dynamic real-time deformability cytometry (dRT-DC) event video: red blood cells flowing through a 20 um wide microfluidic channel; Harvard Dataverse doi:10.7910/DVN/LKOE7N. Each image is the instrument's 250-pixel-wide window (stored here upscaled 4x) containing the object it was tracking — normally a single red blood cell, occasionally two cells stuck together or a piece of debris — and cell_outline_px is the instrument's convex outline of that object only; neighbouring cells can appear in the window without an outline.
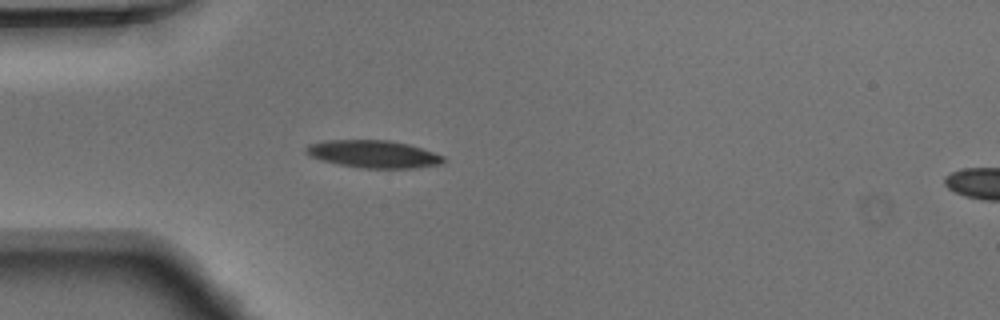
{"species": "Egyptian fruit bat (a non-hibernating species)", "species_latin": "Rousettus aegyptiacus", "temperature_condition": "warm", "stored_images_in_passage": 35, "camera_frame_rate_fps": 3000, "um_per_image_px": 0.085, "animal": {"sex": "male"}, "frame": {"image": 1, "passage_image": 1, "time_ms": 0.0, "image_size_px": [1000, 320], "cell_outline_px": [[444, 160], [440, 164], [416, 168], [364, 168], [340, 164], [324, 160], [312, 156], [304, 152], [304, 148], [308, 144], [324, 140], [388, 140], [408, 144], [444, 156]], "centroid_in_image_um": [31.72, 13.09], "position_along_channel_um": 53.3, "area_um2": 21.79}}
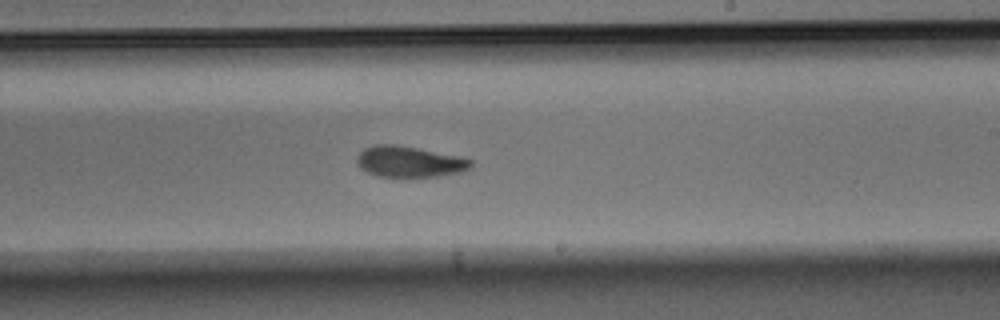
{"frame": {"image": 2, "passage_image": 16, "time_ms": 5.0, "image_size_px": [1000, 320], "cell_outline_px": [[472, 168], [464, 172], [408, 180], [376, 176], [360, 168], [356, 160], [360, 152], [364, 148], [372, 144], [396, 144], [460, 156], [472, 160]], "centroid_in_image_um": [34.8, 13.78], "position_along_channel_um": 254.2, "area_um2": 21.5}}
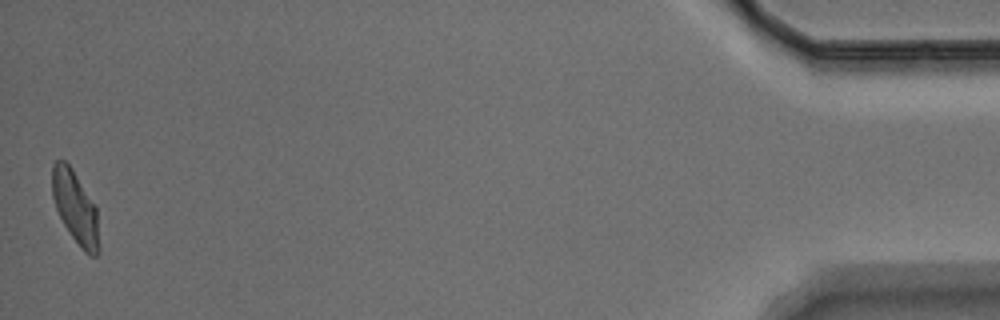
{"frame": {"image": 3, "passage_image": 35, "time_ms": 11.333, "image_size_px": [1000, 320], "cell_outline_px": [[100, 252], [96, 256], [92, 256], [84, 252], [80, 248], [64, 224], [56, 208], [52, 196], [52, 164], [56, 160], [64, 160], [72, 168], [96, 204], [100, 244]], "centroid_in_image_um": [6.44, 17.64], "position_along_channel_um": 428.8, "area_um2": 20.11}}